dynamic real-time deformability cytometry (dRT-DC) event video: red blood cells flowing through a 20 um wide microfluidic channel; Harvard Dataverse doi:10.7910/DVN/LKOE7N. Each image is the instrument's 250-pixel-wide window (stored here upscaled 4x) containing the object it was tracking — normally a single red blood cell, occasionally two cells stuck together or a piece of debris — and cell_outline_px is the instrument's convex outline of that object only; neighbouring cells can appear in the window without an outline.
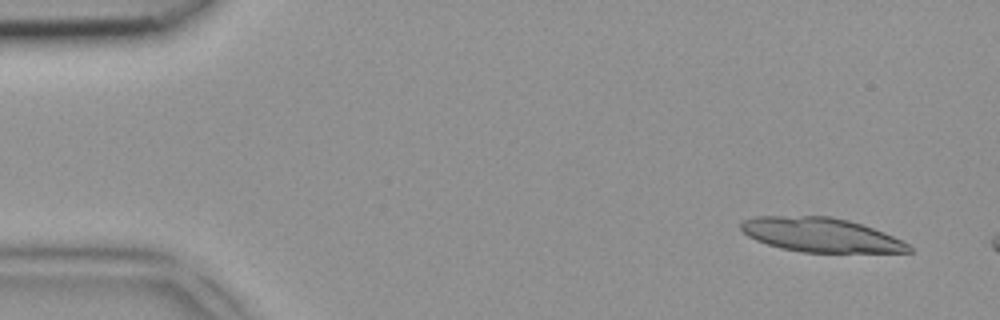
{"species": "common noctule bat (a hibernating species)", "species_latin": "Nyctalus noctula", "temperature_condition": "room temperature", "stored_images_in_passage": 2, "camera_frame_rate_fps": 3000, "um_per_image_px": 0.085, "animal": {"sex": "female", "body_mass_g": 18.4}, "frame": {"image": 1, "passage_image": 1, "time_ms": 0.0, "image_size_px": [1000, 320], "cell_outline_px": [[912, 252], [804, 252], [780, 248], [756, 240], [748, 236], [740, 228], [740, 224], [744, 220], [752, 216], [828, 216], [848, 220], [884, 232], [908, 244], [912, 248]], "centroid_in_image_um": [69.73, 19.96], "position_along_channel_um": 15.3, "area_um2": 33.18}}